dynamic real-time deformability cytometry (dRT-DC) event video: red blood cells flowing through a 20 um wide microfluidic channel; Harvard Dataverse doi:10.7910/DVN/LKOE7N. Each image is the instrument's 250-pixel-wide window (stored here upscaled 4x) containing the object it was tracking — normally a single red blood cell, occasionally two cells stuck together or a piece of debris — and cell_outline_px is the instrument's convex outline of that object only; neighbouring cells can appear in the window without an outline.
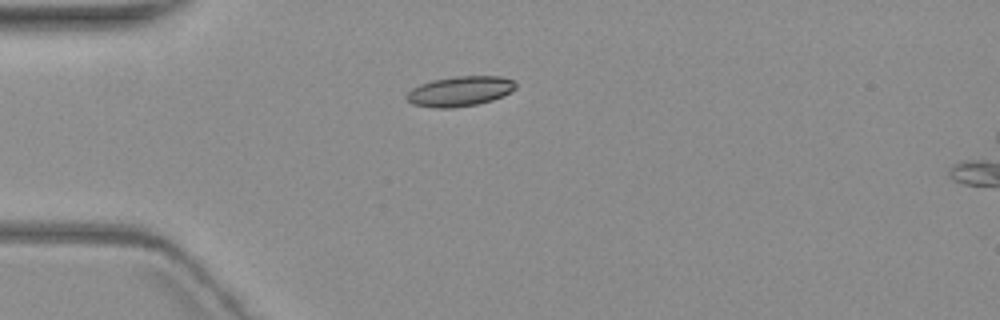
{"species": "common noctule bat (a hibernating species)", "species_latin": "Nyctalus noctula", "temperature_condition": "warm", "stored_images_in_passage": 10, "camera_frame_rate_fps": 3000, "um_per_image_px": 0.085, "animal": {"sex": "female", "body_mass_g": 19.3, "forearm_length_mm": 54.1}, "frame": {"image": 1, "passage_image": 4, "time_ms": 4.667, "image_size_px": [1000, 320], "cell_outline_px": [[516, 88], [504, 96], [492, 100], [476, 104], [456, 108], [432, 108], [412, 104], [404, 96], [412, 88], [420, 84], [432, 80], [456, 76], [500, 76], [516, 80]], "centroid_in_image_um": [39.1, 7.76], "position_along_channel_um": 45.9, "area_um2": 19.31}}
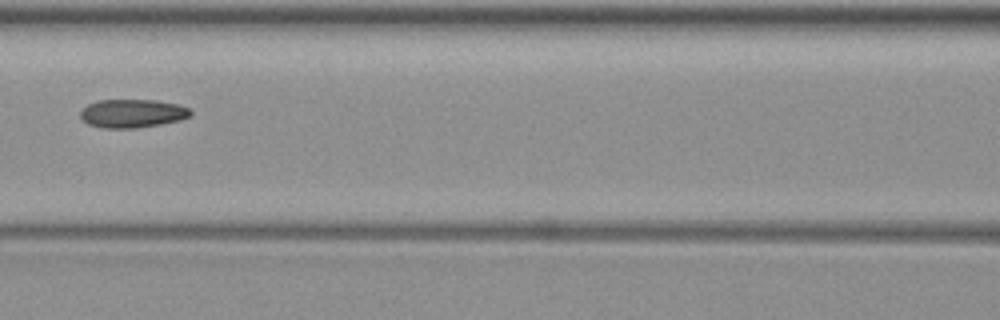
{"frame": {"image": 2, "passage_image": 7, "time_ms": 8.333, "image_size_px": [1000, 320], "cell_outline_px": [[192, 116], [180, 120], [160, 124], [136, 128], [104, 128], [88, 124], [80, 116], [80, 112], [88, 104], [96, 100], [156, 100], [180, 104], [188, 108], [192, 112]], "centroid_in_image_um": [11.28, 9.63], "position_along_channel_um": 155.3, "area_um2": 18.32}}
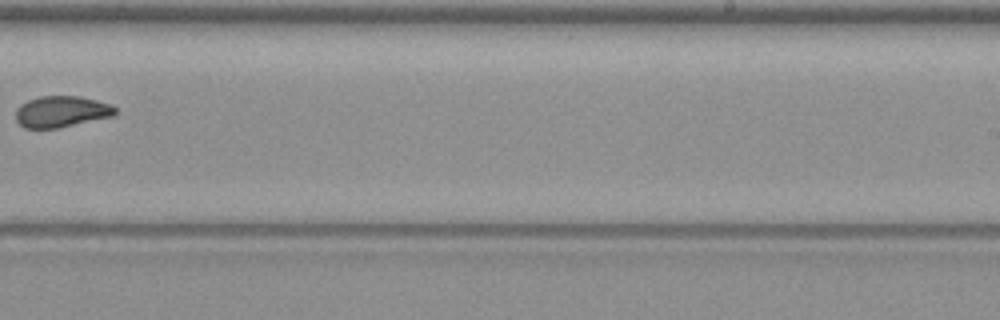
{"frame": {"image": 3, "passage_image": 10, "time_ms": 12.0, "image_size_px": [1000, 320], "cell_outline_px": [[116, 112], [112, 116], [56, 128], [24, 128], [16, 120], [16, 108], [20, 104], [28, 100], [40, 96], [80, 96], [112, 104], [116, 108]], "centroid_in_image_um": [5.2, 9.47], "position_along_channel_um": 283.8, "area_um2": 18.03}}